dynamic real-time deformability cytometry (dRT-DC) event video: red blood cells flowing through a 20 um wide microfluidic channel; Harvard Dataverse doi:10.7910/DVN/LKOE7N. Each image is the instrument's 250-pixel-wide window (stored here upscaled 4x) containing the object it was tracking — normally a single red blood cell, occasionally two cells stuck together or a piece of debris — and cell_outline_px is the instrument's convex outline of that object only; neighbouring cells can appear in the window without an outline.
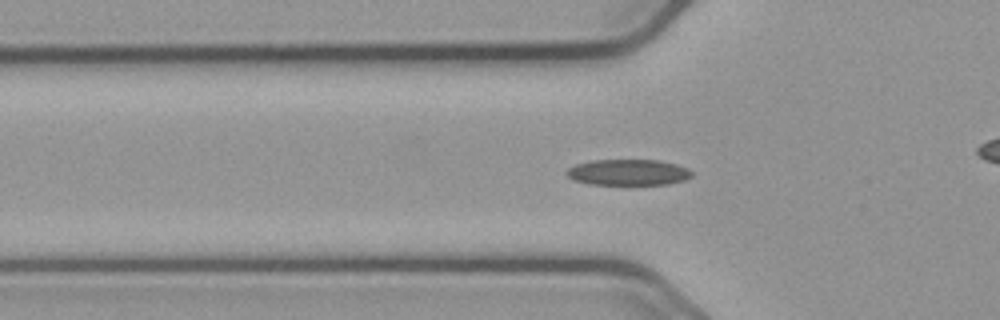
{"species": "common noctule bat (a hibernating species)", "species_latin": "Nyctalus noctula", "temperature_condition": "cold", "stored_images_in_passage": 21, "camera_frame_rate_fps": 3000, "um_per_image_px": 0.085, "animal": {"sex": "male", "body_mass_g": 23.1, "forearm_length_mm": 52.7}, "frame": {"image": 1, "passage_image": 11, "time_ms": 3.333, "image_size_px": [1000, 320], "cell_outline_px": [[692, 176], [684, 180], [668, 184], [588, 184], [572, 180], [564, 172], [568, 168], [576, 164], [592, 160], [660, 160], [676, 164], [688, 168], [692, 172]], "centroid_in_image_um": [53.38, 14.64], "position_along_channel_um": 72.4, "area_um2": 19.02}}
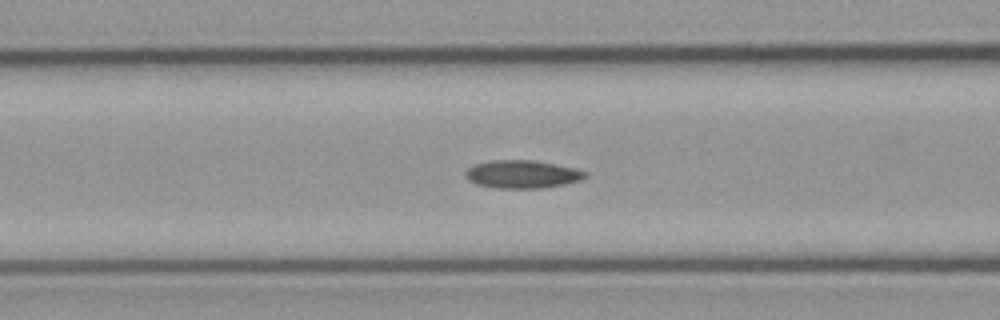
{"frame": {"image": 2, "passage_image": 15, "time_ms": 4.667, "image_size_px": [1000, 320], "cell_outline_px": [[588, 176], [580, 180], [564, 184], [540, 188], [496, 188], [476, 184], [468, 180], [464, 176], [464, 172], [472, 164], [492, 160], [532, 160], [556, 164], [576, 168], [588, 172]], "centroid_in_image_um": [44.37, 14.8], "position_along_channel_um": 122.2, "area_um2": 19.71}}
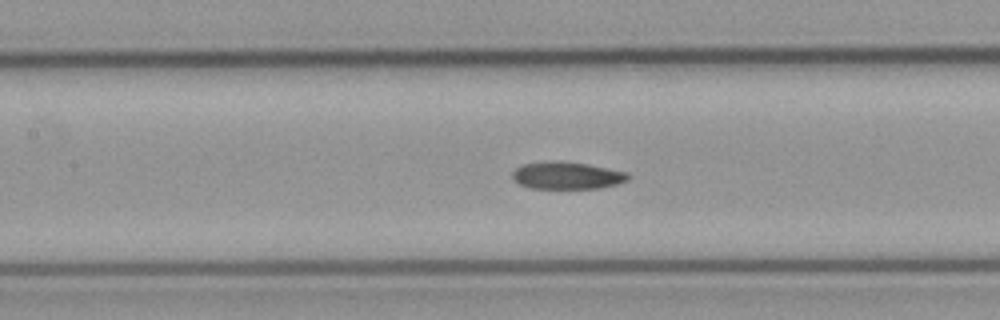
{"frame": {"image": 3, "passage_image": 18, "time_ms": 5.667, "image_size_px": [1000, 320], "cell_outline_px": [[632, 176], [628, 180], [616, 184], [600, 188], [528, 188], [512, 180], [512, 172], [516, 168], [524, 164], [556, 160], [560, 160], [588, 164], [628, 172]], "centroid_in_image_um": [48.2, 14.91], "position_along_channel_um": 159.2, "area_um2": 18.55}}